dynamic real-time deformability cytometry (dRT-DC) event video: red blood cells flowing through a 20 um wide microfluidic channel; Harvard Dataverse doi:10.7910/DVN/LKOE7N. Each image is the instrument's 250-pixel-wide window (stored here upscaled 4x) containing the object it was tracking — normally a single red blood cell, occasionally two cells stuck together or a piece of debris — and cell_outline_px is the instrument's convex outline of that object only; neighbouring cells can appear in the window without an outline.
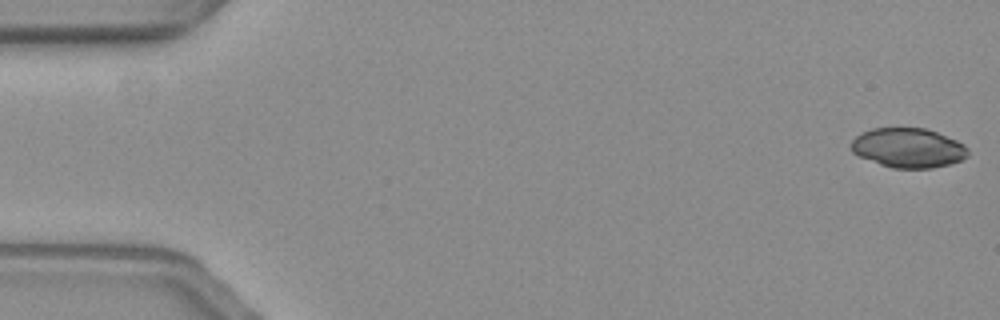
{"species": "common noctule bat (a hibernating species)", "species_latin": "Nyctalus noctula", "temperature_condition": "warm", "stored_images_in_passage": 56, "camera_frame_rate_fps": 3000, "um_per_image_px": 0.085, "animal": {"sex": "female", "body_mass_g": 19.3, "forearm_length_mm": 54.1}, "frame": {"image": 1, "passage_image": 1, "time_ms": 0.0, "image_size_px": [1000, 320], "cell_outline_px": [[968, 156], [960, 160], [948, 164], [932, 168], [892, 168], [880, 164], [860, 156], [852, 152], [852, 140], [860, 132], [872, 128], [928, 128], [956, 140], [964, 144], [968, 148]], "centroid_in_image_um": [77.2, 12.56], "position_along_channel_um": 7.8, "area_um2": 26.88}}
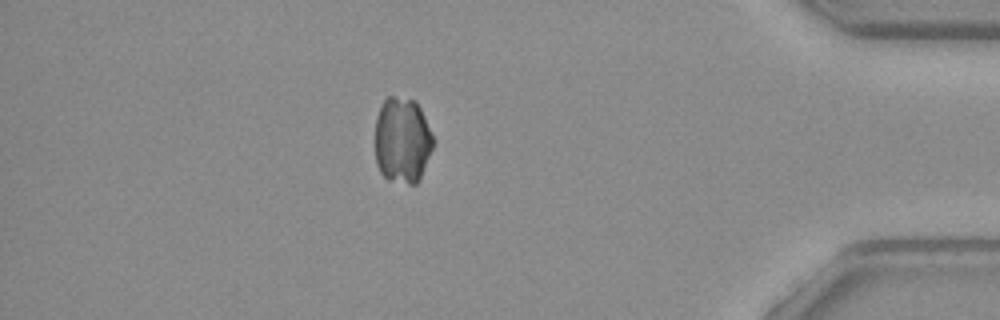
{"frame": {"image": 2, "passage_image": 49, "time_ms": 16.0, "image_size_px": [1000, 320], "cell_outline_px": [[432, 148], [420, 180], [416, 184], [408, 184], [388, 180], [380, 172], [376, 164], [376, 116], [380, 104], [388, 96], [392, 96], [416, 100], [424, 116], [432, 136]], "centroid_in_image_um": [34.17, 11.93], "position_along_channel_um": 401.0, "area_um2": 29.19}}